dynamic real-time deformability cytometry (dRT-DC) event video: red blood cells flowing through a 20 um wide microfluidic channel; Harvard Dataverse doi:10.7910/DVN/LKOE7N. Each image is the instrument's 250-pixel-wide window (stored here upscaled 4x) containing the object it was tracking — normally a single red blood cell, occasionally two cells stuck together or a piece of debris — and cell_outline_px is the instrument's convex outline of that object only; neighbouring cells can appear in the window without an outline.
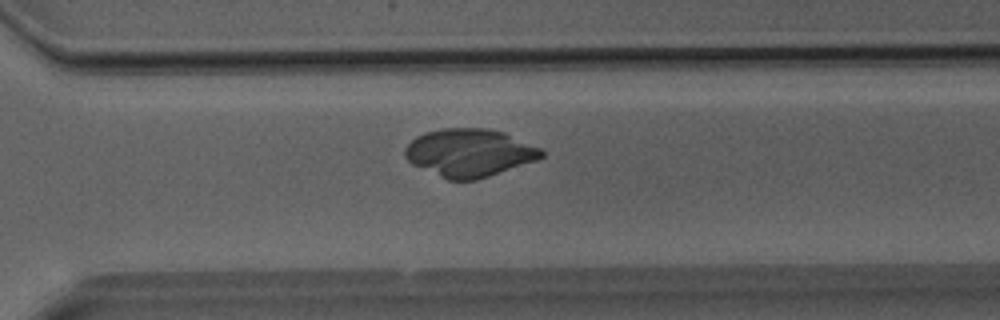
{"species": "Egyptian fruit bat (a non-hibernating species)", "species_latin": "Rousettus aegyptiacus", "temperature_condition": "room temperature", "stored_images_in_passage": 38, "camera_frame_rate_fps": 3000, "um_per_image_px": 0.085, "animal": {"sex": "male"}, "frame": {"image": 1, "passage_image": 27, "time_ms": 8.667, "image_size_px": [1000, 320], "cell_outline_px": [[544, 156], [536, 160], [476, 180], [448, 180], [412, 164], [404, 156], [404, 148], [416, 136], [428, 132], [444, 128], [488, 128], [504, 132], [540, 148], [544, 152]], "centroid_in_image_um": [39.88, 12.98], "position_along_channel_um": 330.7, "area_um2": 37.8}}
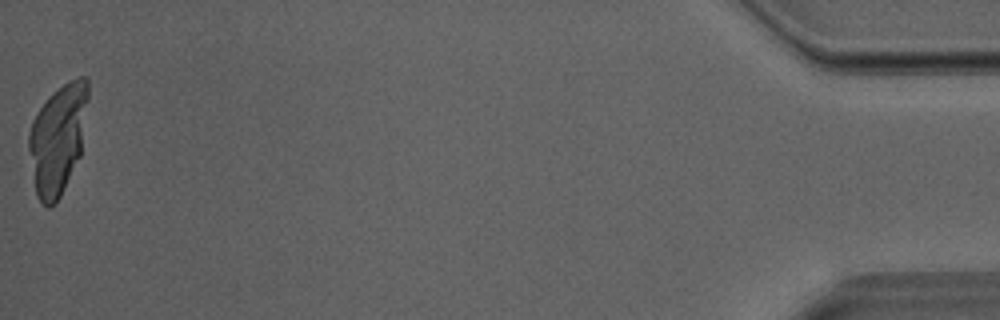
{"frame": {"image": 2, "passage_image": 38, "time_ms": 12.333, "image_size_px": [1000, 320], "cell_outline_px": [[88, 100], [80, 156], [60, 196], [48, 208], [36, 196], [28, 148], [28, 132], [32, 120], [48, 96], [64, 84], [80, 76], [88, 76]], "centroid_in_image_um": [4.91, 11.78], "position_along_channel_um": 430.3, "area_um2": 37.63}}